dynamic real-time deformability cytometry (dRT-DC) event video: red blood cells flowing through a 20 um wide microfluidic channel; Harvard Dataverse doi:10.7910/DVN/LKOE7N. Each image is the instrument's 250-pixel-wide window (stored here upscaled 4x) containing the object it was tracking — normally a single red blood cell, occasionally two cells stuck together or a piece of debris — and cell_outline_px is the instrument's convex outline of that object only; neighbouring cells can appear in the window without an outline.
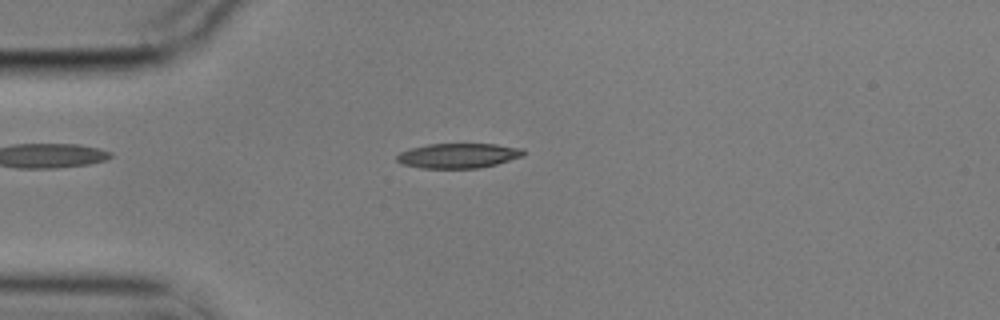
{"species": "common noctule bat (a hibernating species)", "species_latin": "Nyctalus noctula", "temperature_condition": "cold", "stored_images_in_passage": 56, "camera_frame_rate_fps": 3000, "um_per_image_px": 0.085, "animal": {"sex": "male", "body_mass_g": 17.9}, "frame": {"image": 1, "passage_image": 14, "time_ms": 4.333, "image_size_px": [1000, 320], "cell_outline_px": [[524, 156], [496, 164], [480, 168], [420, 168], [400, 164], [396, 160], [396, 156], [400, 152], [412, 148], [428, 144], [496, 144], [524, 148]], "centroid_in_image_um": [38.96, 13.23], "position_along_channel_um": 46.0, "area_um2": 18.44}}
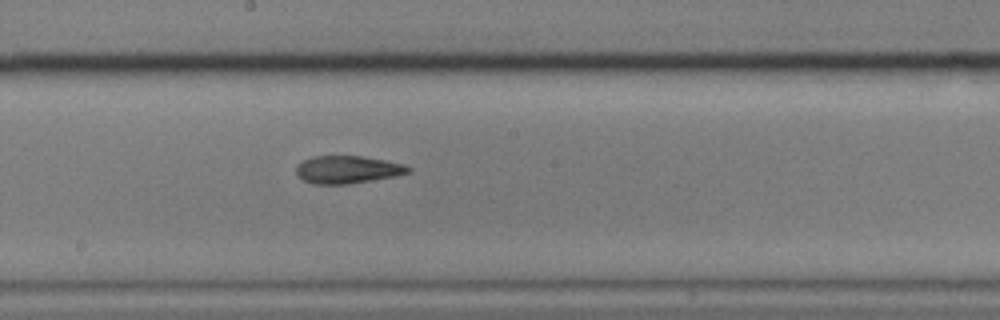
{"frame": {"image": 2, "passage_image": 30, "time_ms": 9.667, "image_size_px": [1000, 320], "cell_outline_px": [[412, 168], [408, 172], [396, 176], [348, 184], [312, 184], [296, 176], [296, 164], [312, 156], [360, 156], [384, 160], [404, 164]], "centroid_in_image_um": [29.49, 14.42], "position_along_channel_um": 218.7, "area_um2": 18.09}}
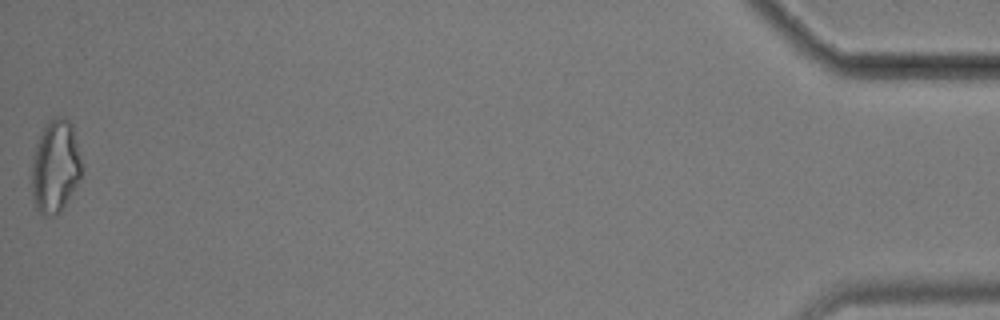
{"frame": {"image": 3, "passage_image": 56, "time_ms": 18.333, "image_size_px": [1000, 320], "cell_outline_px": [[80, 176], [76, 184], [60, 212], [56, 216], [40, 216], [32, 200], [32, 156], [36, 144], [44, 124], [48, 120], [56, 116], [64, 116], [72, 124], [80, 156]], "centroid_in_image_um": [4.66, 14.14], "position_along_channel_um": 430.5, "area_um2": 27.11}, "authors_computed_cell_mechanics": {"area_um2": 18.2937, "velocity_mm_per_s": 3.5331, "shape_relaxation_time_tau1_ms": null, "shape_relaxation_time_tau2_ms": 4.6695, "deformation_change_tau1": null, "deformation_change_tau2": 0.1429}}